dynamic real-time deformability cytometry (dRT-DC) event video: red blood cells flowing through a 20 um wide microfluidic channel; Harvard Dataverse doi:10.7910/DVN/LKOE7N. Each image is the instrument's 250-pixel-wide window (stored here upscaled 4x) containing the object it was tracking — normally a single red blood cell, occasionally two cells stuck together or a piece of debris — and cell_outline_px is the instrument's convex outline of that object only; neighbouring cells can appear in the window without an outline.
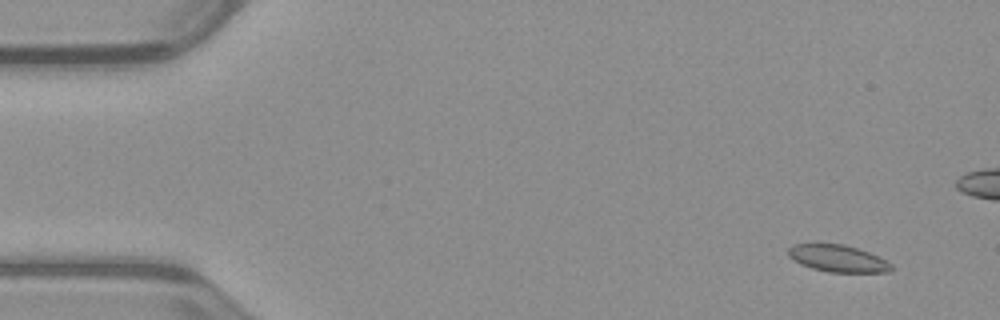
{"species": "common noctule bat (a hibernating species)", "species_latin": "Nyctalus noctula", "temperature_condition": "warm", "stored_images_in_passage": 51, "camera_frame_rate_fps": 3000, "um_per_image_px": 0.085, "animal": {"sex": "male", "body_mass_g": 23.1, "forearm_length_mm": 52.7}, "frame": {"image": 1, "passage_image": 1, "time_ms": 0.0, "image_size_px": [1000, 320], "cell_outline_px": [[892, 268], [888, 272], [828, 272], [812, 268], [800, 264], [788, 256], [788, 248], [792, 244], [844, 244], [868, 252], [892, 264]], "centroid_in_image_um": [71.17, 21.97], "position_along_channel_um": 13.8, "area_um2": 16.01}}
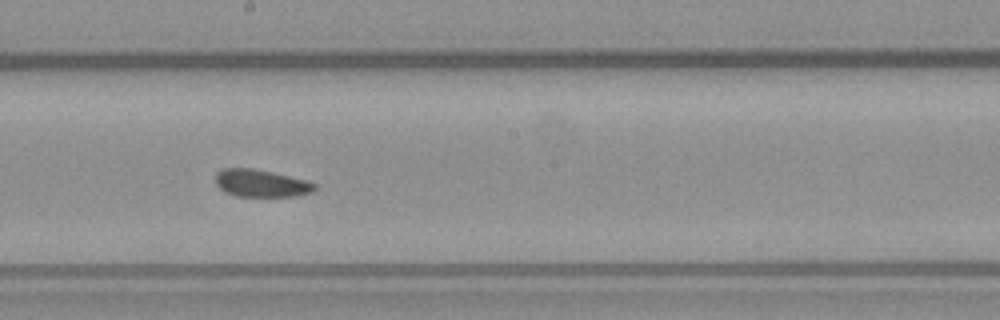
{"frame": {"image": 2, "passage_image": 26, "time_ms": 8.333, "image_size_px": [1000, 320], "cell_outline_px": [[316, 188], [312, 192], [296, 196], [236, 196], [224, 192], [216, 184], [216, 172], [224, 168], [252, 168], [272, 172], [304, 180], [316, 184]], "centroid_in_image_um": [22.16, 15.58], "position_along_channel_um": 226.0, "area_um2": 15.72}}
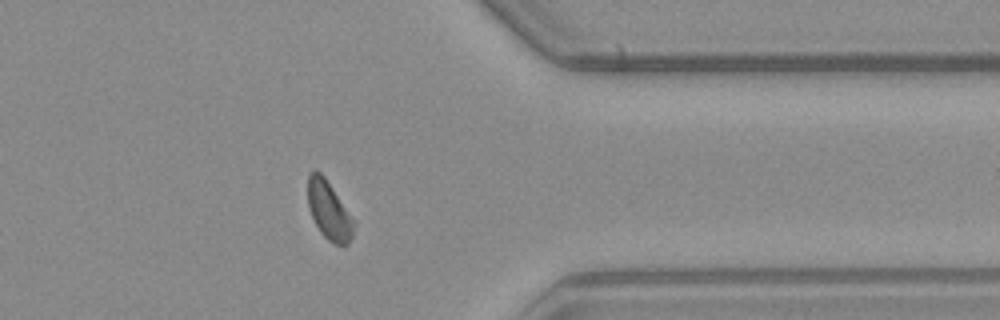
{"frame": {"image": 3, "passage_image": 39, "time_ms": 12.667, "image_size_px": [1000, 320], "cell_outline_px": [[356, 224], [352, 236], [348, 244], [336, 244], [328, 240], [320, 232], [308, 208], [308, 176], [316, 168], [324, 176], [356, 220]], "centroid_in_image_um": [27.99, 17.88], "position_along_channel_um": 383.4, "area_um2": 15.78}, "authors_computed_cell_mechanics": {"area_um2": 16.2418, "velocity_mm_per_s": 3.946, "shape_relaxation_time_tau1_ms": null, "shape_relaxation_time_tau2_ms": 5.0976, "deformation_change_tau1": null, "deformation_change_tau2": 0.0919}}